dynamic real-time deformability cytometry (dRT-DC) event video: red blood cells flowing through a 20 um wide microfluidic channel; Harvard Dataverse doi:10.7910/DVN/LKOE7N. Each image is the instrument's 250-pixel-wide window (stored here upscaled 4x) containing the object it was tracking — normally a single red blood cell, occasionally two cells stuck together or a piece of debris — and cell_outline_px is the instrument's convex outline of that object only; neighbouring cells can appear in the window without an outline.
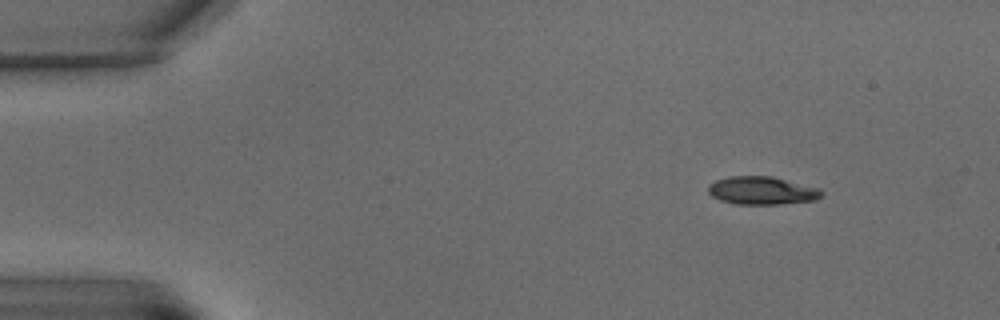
{"species": "common noctule bat (a hibernating species)", "species_latin": "Nyctalus noctula", "temperature_condition": "warm", "stored_images_in_passage": 4, "camera_frame_rate_fps": 3000, "um_per_image_px": 0.085, "animal": {"sex": "male", "body_mass_g": 15.6}, "frame": {"image": 1, "passage_image": 1, "time_ms": 0.0, "image_size_px": [1000, 320], "cell_outline_px": [[824, 192], [816, 200], [780, 204], [736, 204], [720, 200], [712, 196], [708, 192], [708, 184], [716, 180], [728, 176], [772, 176], [820, 188]], "centroid_in_image_um": [64.76, 16.19], "position_along_channel_um": 20.2, "area_um2": 18.61}}
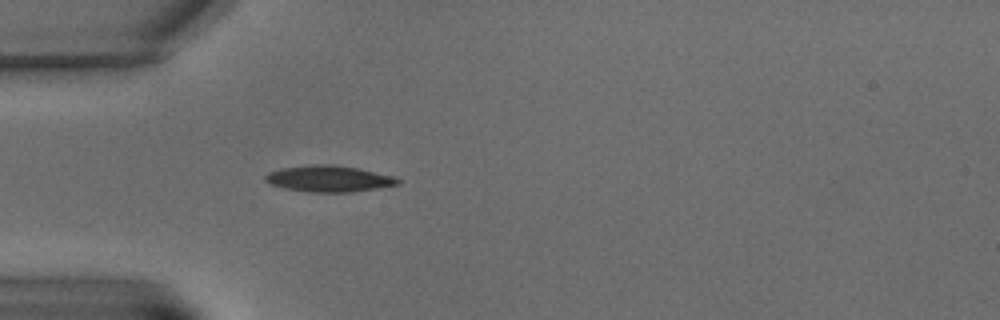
{"frame": {"image": 2, "passage_image": 4, "time_ms": 4.333, "image_size_px": [1000, 320], "cell_outline_px": [[400, 184], [376, 188], [348, 192], [308, 192], [284, 188], [272, 184], [264, 180], [264, 176], [268, 172], [280, 168], [312, 164], [332, 164], [360, 168], [396, 176], [400, 180]], "centroid_in_image_um": [27.96, 15.17], "position_along_channel_um": 57.0, "area_um2": 20.46}}